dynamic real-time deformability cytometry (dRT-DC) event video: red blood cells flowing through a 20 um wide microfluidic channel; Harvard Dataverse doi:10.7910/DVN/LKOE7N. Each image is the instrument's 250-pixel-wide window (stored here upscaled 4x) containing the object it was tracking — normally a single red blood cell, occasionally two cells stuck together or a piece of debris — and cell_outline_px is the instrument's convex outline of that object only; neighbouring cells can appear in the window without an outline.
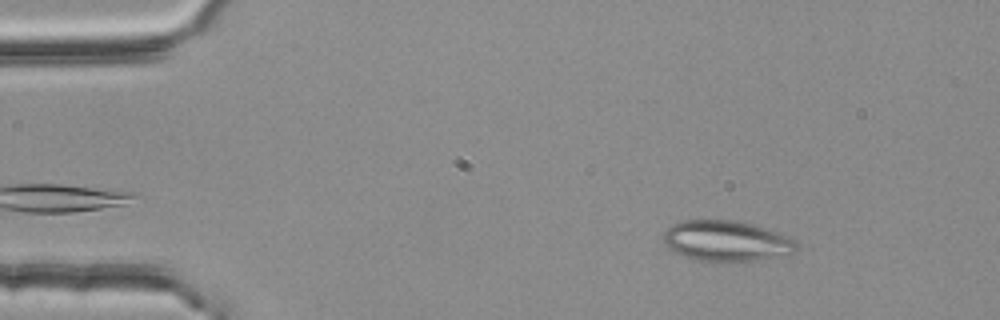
{"species": "common noctule bat (a hibernating species)", "species_latin": "Nyctalus noctula", "temperature_condition": "room temperature", "stored_images_in_passage": 53, "camera_frame_rate_fps": 3000, "um_per_image_px": 0.085, "animal": {"sex": "female", "body_mass_g": 25.1}, "frame": {"image": 1, "passage_image": 7, "time_ms": 2.0, "image_size_px": [1000, 320], "cell_outline_px": [[796, 252], [756, 260], [700, 260], [684, 256], [672, 252], [664, 244], [664, 232], [672, 224], [680, 220], [732, 220], [752, 224], [764, 228], [796, 240]], "centroid_in_image_um": [61.68, 20.46], "position_along_channel_um": 23.3, "area_um2": 30.92}}
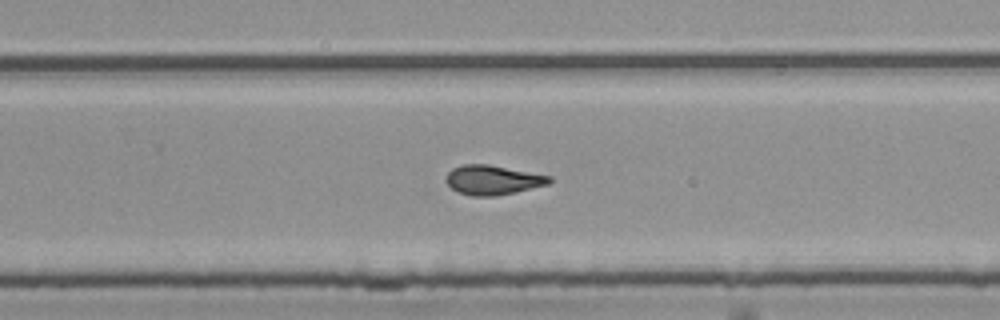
{"frame": {"image": 2, "passage_image": 34, "time_ms": 11.0, "image_size_px": [1000, 320], "cell_outline_px": [[552, 180], [548, 184], [516, 192], [496, 196], [472, 196], [460, 192], [452, 188], [444, 180], [448, 172], [452, 168], [460, 164], [488, 164], [552, 176]], "centroid_in_image_um": [41.87, 15.29], "position_along_channel_um": 287.9, "area_um2": 17.8}}
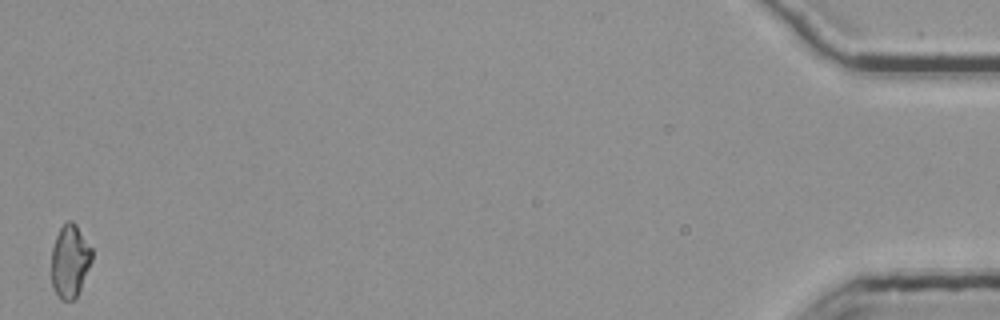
{"frame": {"image": 3, "passage_image": 53, "time_ms": 17.333, "image_size_px": [1000, 320], "cell_outline_px": [[92, 260], [80, 288], [76, 296], [72, 300], [60, 300], [52, 284], [52, 248], [56, 236], [60, 228], [68, 220], [72, 220], [76, 224], [92, 248]], "centroid_in_image_um": [5.94, 22.16], "position_along_channel_um": 429.3, "area_um2": 16.99}, "authors_computed_cell_mechanics": {"area_um2": 17.918, "velocity_mm_per_s": 3.7705, "shape_relaxation_time_tau1_ms": null, "shape_relaxation_time_tau2_ms": 2.629, "deformation_change_tau1": null, "deformation_change_tau2": 0.1039}}